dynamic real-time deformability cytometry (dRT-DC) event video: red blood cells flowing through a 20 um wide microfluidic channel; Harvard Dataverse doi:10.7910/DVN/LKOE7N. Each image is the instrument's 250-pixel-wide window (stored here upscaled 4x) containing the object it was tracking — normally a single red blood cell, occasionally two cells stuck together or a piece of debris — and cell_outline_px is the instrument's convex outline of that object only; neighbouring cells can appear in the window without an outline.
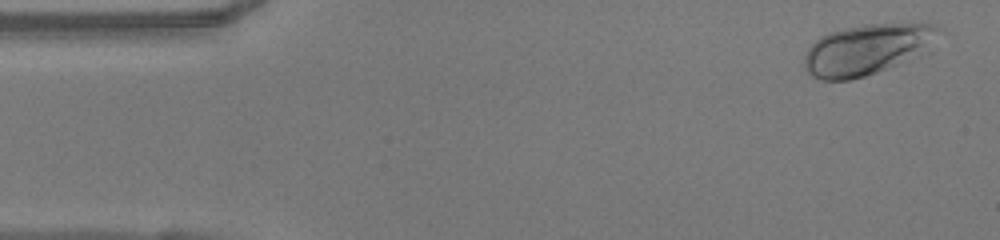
{"species": "human", "species_latin": "Homo sapiens", "temperature_condition": "warm", "stored_images_in_passage": 49, "camera_frame_rate_fps": 3000, "um_per_image_px": 0.085, "donor": {"sex": "female"}, "frame": {"image": 1, "passage_image": 2, "time_ms": 0.333, "image_size_px": [1000, 240], "cell_outline_px": [[940, 28], [932, 52], [924, 56], [864, 76], [848, 80], [820, 80], [812, 76], [804, 68], [804, 56], [808, 48], [820, 36], [828, 32], [844, 28], [864, 24], [904, 20], [940, 24]], "centroid_in_image_um": [73.85, 4.15], "position_along_channel_um": 11.2, "area_um2": 41.5}}
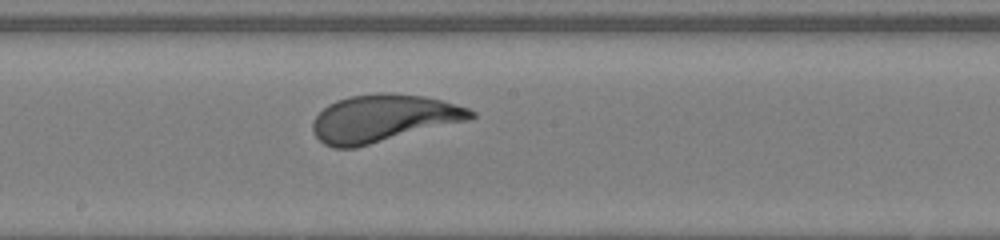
{"frame": {"image": 2, "passage_image": 26, "time_ms": 8.333, "image_size_px": [1000, 240], "cell_outline_px": [[476, 116], [468, 120], [356, 148], [332, 148], [324, 144], [316, 136], [312, 128], [312, 120], [328, 104], [336, 100], [352, 96], [380, 92], [424, 96], [440, 100], [468, 108], [476, 112]], "centroid_in_image_um": [32.55, 10.07], "position_along_channel_um": 215.7, "area_um2": 43.47}}
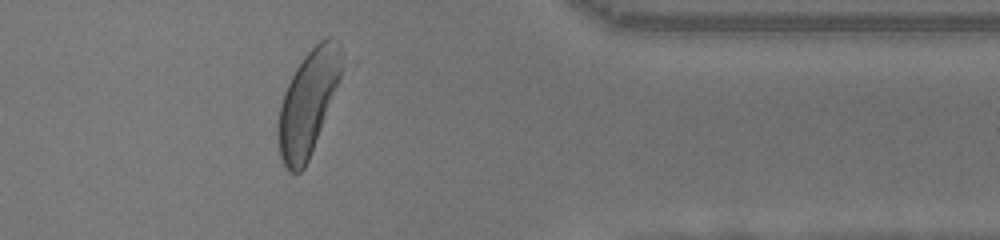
{"frame": {"image": 3, "passage_image": 40, "time_ms": 13.0, "image_size_px": [1000, 240], "cell_outline_px": [[344, 64], [340, 76], [308, 160], [304, 168], [300, 172], [288, 172], [284, 168], [280, 156], [276, 132], [276, 128], [280, 104], [284, 92], [296, 68], [304, 56], [320, 40], [328, 36], [332, 36], [336, 40]], "centroid_in_image_um": [26.13, 8.75], "position_along_channel_um": 385.3, "area_um2": 38.03}, "authors_computed_cell_mechanics": {"area_um2": 42.5986, "velocity_mm_per_s": 4.0589, "shape_relaxation_time_tau1_ms": 2.9005, "shape_relaxation_time_tau2_ms": null, "deformation_change_tau1": 0.1586, "deformation_change_tau2": null}}